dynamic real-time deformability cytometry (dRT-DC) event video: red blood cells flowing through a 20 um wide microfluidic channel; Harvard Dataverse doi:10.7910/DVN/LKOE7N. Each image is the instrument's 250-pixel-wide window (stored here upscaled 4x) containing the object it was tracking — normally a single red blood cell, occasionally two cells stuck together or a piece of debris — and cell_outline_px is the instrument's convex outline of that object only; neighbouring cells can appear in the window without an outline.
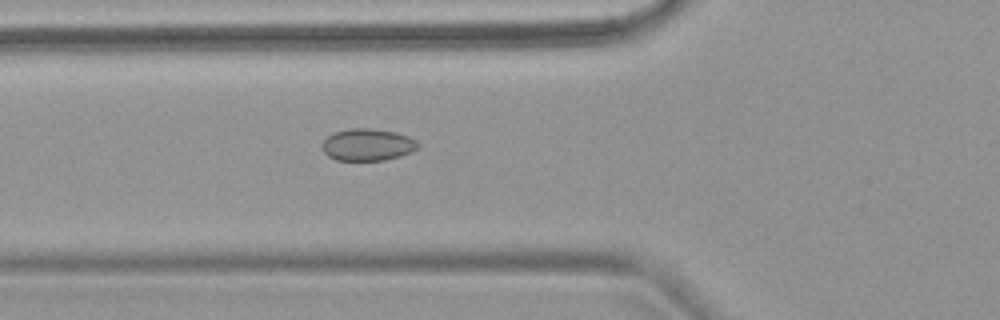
{"species": "common noctule bat (a hibernating species)", "species_latin": "Nyctalus noctula", "temperature_condition": "warm", "stored_images_in_passage": 2, "camera_frame_rate_fps": 3000, "um_per_image_px": 0.085, "animal": {"sex": "female", "body_mass_g": 18.4}, "frame": {"image": 1, "passage_image": 2, "time_ms": 1.0, "image_size_px": [1000, 320], "cell_outline_px": [[420, 144], [412, 152], [400, 156], [384, 160], [336, 160], [328, 156], [320, 148], [320, 144], [332, 132], [348, 128], [372, 128], [396, 132], [408, 136], [416, 140]], "centroid_in_image_um": [31.21, 12.29], "position_along_channel_um": 94.6, "area_um2": 18.15}}